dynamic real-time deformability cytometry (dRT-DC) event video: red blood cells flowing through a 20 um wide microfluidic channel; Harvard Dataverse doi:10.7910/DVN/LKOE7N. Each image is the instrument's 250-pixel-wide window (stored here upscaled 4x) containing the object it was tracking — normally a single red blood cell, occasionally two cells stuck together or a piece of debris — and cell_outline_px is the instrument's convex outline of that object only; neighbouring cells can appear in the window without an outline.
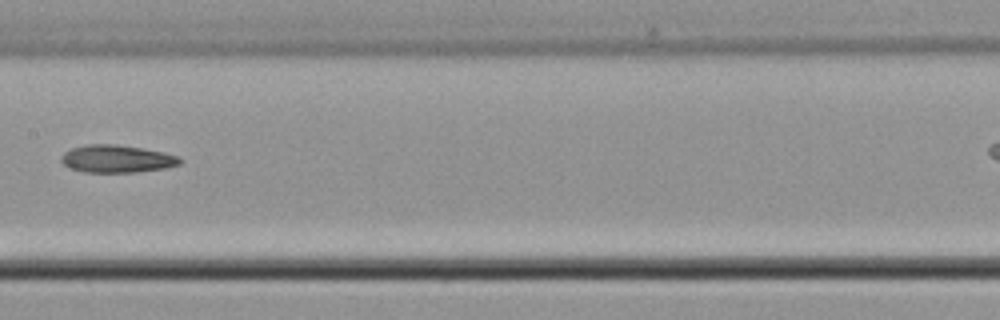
{"species": "common noctule bat (a hibernating species)", "species_latin": "Nyctalus noctula", "temperature_condition": "cold", "stored_images_in_passage": 12, "camera_frame_rate_fps": 3000, "um_per_image_px": 0.085, "animal": {"sex": "male", "body_mass_g": 21.5, "forearm_length_mm": 52.0}, "frame": {"image": 1, "passage_image": 7, "time_ms": 8.333, "image_size_px": [1000, 320], "cell_outline_px": [[184, 160], [180, 164], [164, 168], [136, 172], [84, 172], [72, 168], [64, 164], [60, 160], [60, 156], [64, 152], [72, 148], [88, 144], [116, 144], [144, 148], [164, 152], [180, 156]], "centroid_in_image_um": [9.96, 13.49], "position_along_channel_um": 197.4, "area_um2": 19.19}}